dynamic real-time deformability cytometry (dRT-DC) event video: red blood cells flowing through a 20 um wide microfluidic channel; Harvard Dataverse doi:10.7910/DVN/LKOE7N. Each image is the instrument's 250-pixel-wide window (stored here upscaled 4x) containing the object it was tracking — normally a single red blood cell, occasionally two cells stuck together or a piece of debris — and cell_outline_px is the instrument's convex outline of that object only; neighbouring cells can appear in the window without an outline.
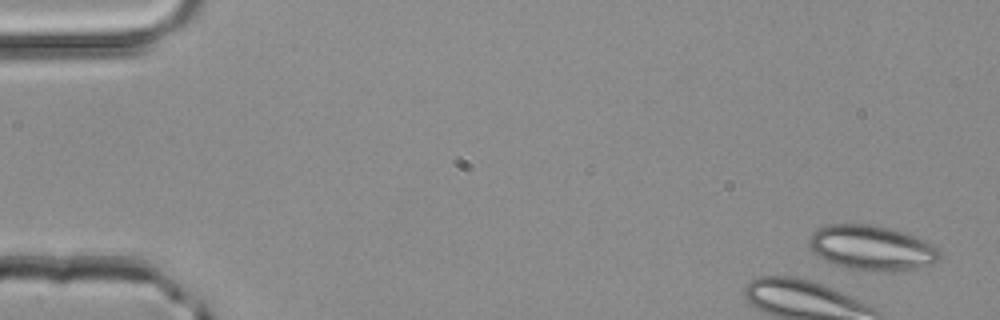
{"species": "common noctule bat (a hibernating species)", "species_latin": "Nyctalus noctula", "temperature_condition": "room temperature", "stored_images_in_passage": 3, "camera_frame_rate_fps": 3000, "um_per_image_px": 0.085, "animal": {"sex": "male", "body_mass_g": 20.4}, "frame": {"image": 1, "passage_image": 1, "time_ms": 0.0, "image_size_px": [1000, 320], "cell_outline_px": [[940, 260], [932, 264], [892, 272], [888, 272], [848, 268], [836, 264], [820, 256], [808, 244], [808, 240], [812, 232], [828, 224], [872, 224], [904, 232], [924, 240], [932, 244], [940, 252]], "centroid_in_image_um": [74.12, 21.06], "position_along_channel_um": 10.9, "area_um2": 33.76}}